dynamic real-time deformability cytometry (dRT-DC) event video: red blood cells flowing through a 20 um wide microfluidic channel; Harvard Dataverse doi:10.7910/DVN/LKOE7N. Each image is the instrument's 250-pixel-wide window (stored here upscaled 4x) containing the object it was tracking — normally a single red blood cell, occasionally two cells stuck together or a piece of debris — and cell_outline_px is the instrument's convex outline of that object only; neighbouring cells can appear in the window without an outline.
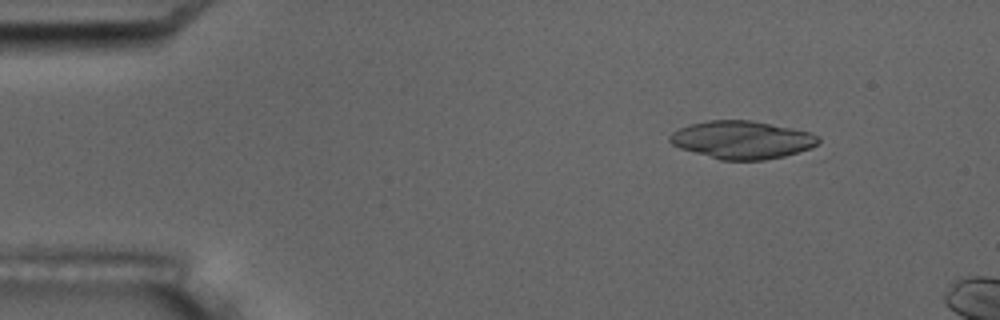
{"species": "common noctule bat (a hibernating species)", "species_latin": "Nyctalus noctula", "temperature_condition": "room temperature", "stored_images_in_passage": 4, "camera_frame_rate_fps": 3000, "um_per_image_px": 0.085, "animal": {"sex": "male", "body_mass_g": 17.5, "forearm_length_mm": 52.3}, "frame": {"image": 1, "passage_image": 2, "time_ms": 1.0, "image_size_px": [1000, 320], "cell_outline_px": [[820, 144], [816, 152], [764, 160], [720, 160], [680, 148], [672, 144], [668, 140], [668, 136], [672, 132], [680, 128], [692, 124], [708, 120], [752, 120], [792, 128], [808, 132], [820, 136]], "centroid_in_image_um": [63.22, 11.91], "position_along_channel_um": 21.8, "area_um2": 33.76}}